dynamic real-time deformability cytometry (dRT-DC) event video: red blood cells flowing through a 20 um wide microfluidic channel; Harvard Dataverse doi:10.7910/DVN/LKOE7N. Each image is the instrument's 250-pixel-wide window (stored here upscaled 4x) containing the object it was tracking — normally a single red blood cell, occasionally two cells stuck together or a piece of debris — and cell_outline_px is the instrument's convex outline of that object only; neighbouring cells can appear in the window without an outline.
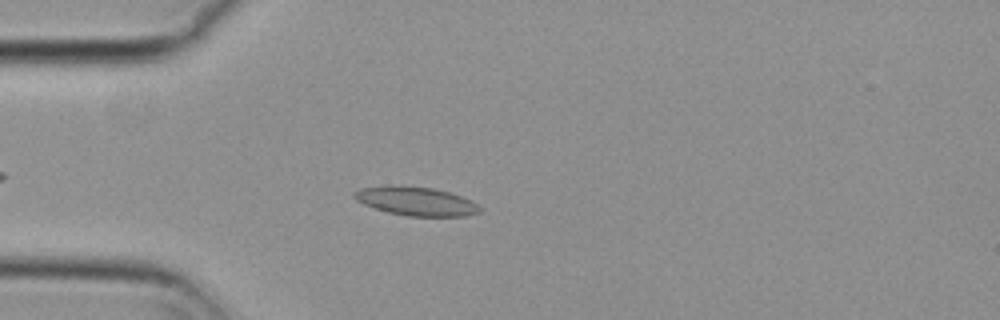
{"species": "common noctule bat (a hibernating species)", "species_latin": "Nyctalus noctula", "temperature_condition": "cold", "stored_images_in_passage": 48, "camera_frame_rate_fps": 3000, "um_per_image_px": 0.085, "animal": {"sex": "female", "body_mass_g": 29.2, "forearm_length_mm": 56.3}, "frame": {"image": 1, "passage_image": 8, "time_ms": 2.333, "image_size_px": [1000, 320], "cell_outline_px": [[484, 208], [480, 212], [464, 216], [408, 216], [388, 212], [364, 204], [356, 200], [352, 196], [352, 192], [360, 188], [392, 184], [400, 184], [432, 188], [448, 192], [472, 200]], "centroid_in_image_um": [35.35, 17.08], "position_along_channel_um": 49.6, "area_um2": 21.33}}
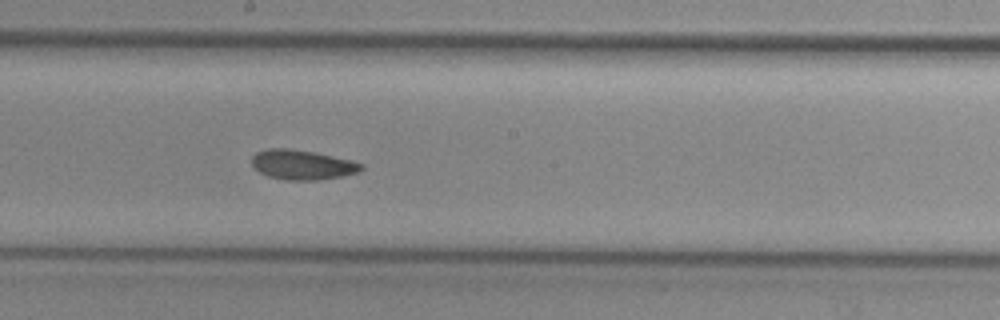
{"frame": {"image": 2, "passage_image": 23, "time_ms": 7.333, "image_size_px": [1000, 320], "cell_outline_px": [[364, 168], [360, 172], [344, 176], [320, 180], [284, 180], [268, 176], [260, 172], [252, 164], [252, 156], [256, 152], [268, 148], [288, 148], [316, 152], [352, 160], [364, 164]], "centroid_in_image_um": [25.74, 14.0], "position_along_channel_um": 222.5, "area_um2": 19.25}}
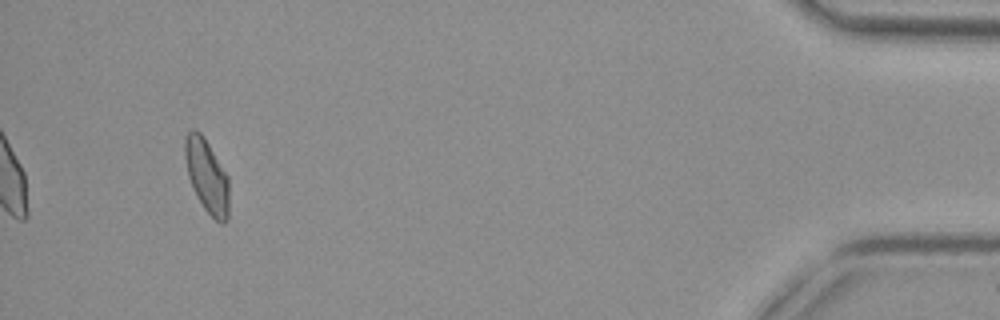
{"frame": {"image": 3, "passage_image": 45, "time_ms": 14.667, "image_size_px": [1000, 320], "cell_outline_px": [[228, 220], [224, 224], [220, 224], [204, 208], [192, 188], [188, 176], [184, 156], [184, 136], [192, 128], [196, 128], [204, 136], [228, 176]], "centroid_in_image_um": [17.56, 14.92], "position_along_channel_um": 417.6, "area_um2": 19.07}, "authors_computed_cell_mechanics": {"area_um2": 19.1029, "velocity_mm_per_s": 3.7025, "shape_relaxation_time_tau1_ms": null, "shape_relaxation_time_tau2_ms": 3.0166, "deformation_change_tau1": null, "deformation_change_tau2": 0.0818}}